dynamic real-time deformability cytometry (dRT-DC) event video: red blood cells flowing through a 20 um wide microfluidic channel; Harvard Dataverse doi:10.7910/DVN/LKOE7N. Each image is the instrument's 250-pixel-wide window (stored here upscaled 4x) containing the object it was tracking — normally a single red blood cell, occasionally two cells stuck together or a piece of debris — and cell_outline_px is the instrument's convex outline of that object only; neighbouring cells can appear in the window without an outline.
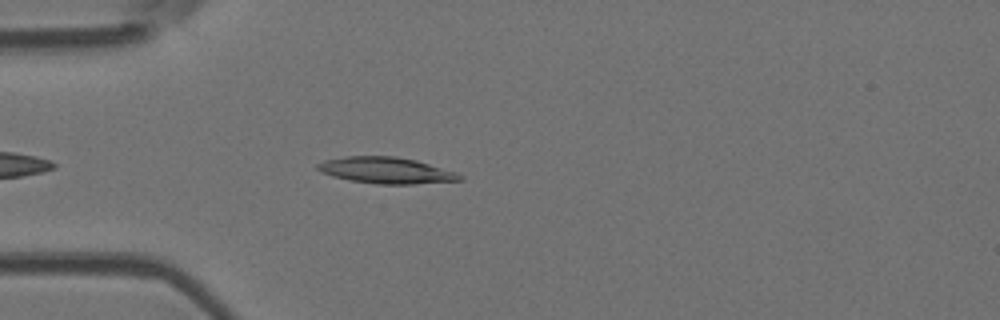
{"species": "Egyptian fruit bat (a non-hibernating species)", "species_latin": "Rousettus aegyptiacus", "temperature_condition": "room temperature", "stored_images_in_passage": 29, "camera_frame_rate_fps": 3000, "um_per_image_px": 0.085, "animal": {"sex": "female"}, "frame": {"image": 1, "passage_image": 5, "time_ms": 1.333, "image_size_px": [1000, 320], "cell_outline_px": [[464, 180], [412, 184], [376, 184], [352, 180], [332, 176], [320, 172], [316, 168], [316, 164], [324, 160], [344, 156], [396, 156], [416, 160], [456, 172], [464, 176]], "centroid_in_image_um": [32.82, 14.48], "position_along_channel_um": 52.2, "area_um2": 21.85}}
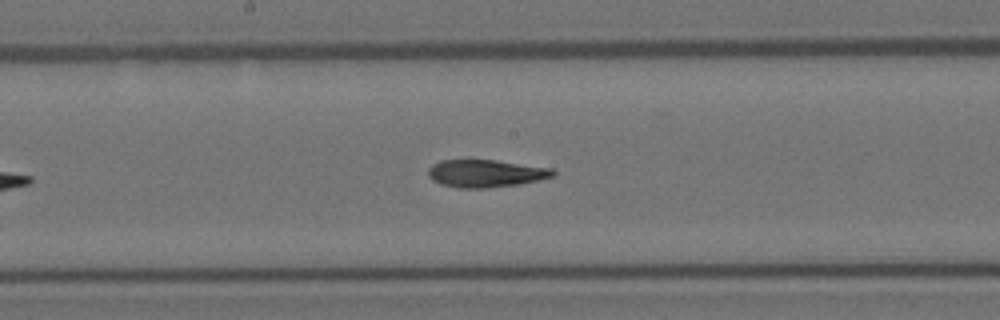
{"frame": {"image": 2, "passage_image": 18, "time_ms": 5.667, "image_size_px": [1000, 320], "cell_outline_px": [[556, 176], [516, 184], [484, 188], [460, 188], [440, 184], [432, 180], [428, 176], [428, 168], [432, 164], [440, 160], [496, 160], [552, 168], [556, 172]], "centroid_in_image_um": [41.26, 14.73], "position_along_channel_um": 206.9, "area_um2": 20.0}}
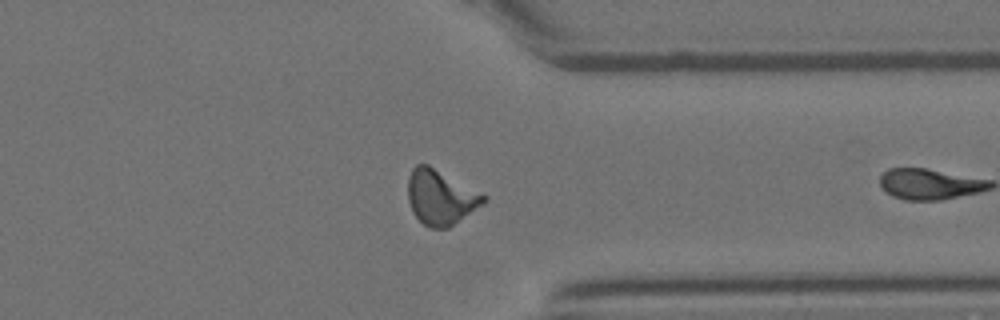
{"frame": {"image": 3, "passage_image": 28, "time_ms": 9.0, "image_size_px": [1000, 320], "cell_outline_px": [[488, 200], [448, 228], [428, 228], [412, 212], [408, 200], [408, 176], [412, 168], [416, 164], [428, 164], [488, 196]], "centroid_in_image_um": [37.44, 16.75], "position_along_channel_um": 374.0, "area_um2": 24.16}}